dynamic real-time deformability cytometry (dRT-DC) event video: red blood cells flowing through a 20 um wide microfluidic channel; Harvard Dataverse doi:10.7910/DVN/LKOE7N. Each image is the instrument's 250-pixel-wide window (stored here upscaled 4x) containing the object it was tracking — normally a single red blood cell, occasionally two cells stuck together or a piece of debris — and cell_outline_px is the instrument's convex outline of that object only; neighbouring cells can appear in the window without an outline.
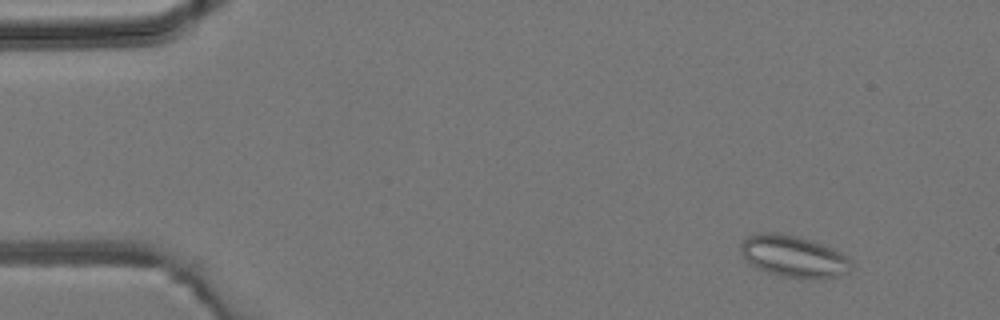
{"species": "common noctule bat (a hibernating species)", "species_latin": "Nyctalus noctula", "temperature_condition": "room temperature", "stored_images_in_passage": 6, "camera_frame_rate_fps": 3000, "um_per_image_px": 0.085, "animal": {"sex": "male", "body_mass_g": 19.2, "forearm_length_mm": 51.8}, "frame": {"image": 1, "passage_image": 2, "time_ms": 1.0, "image_size_px": [1000, 320], "cell_outline_px": [[852, 268], [848, 272], [840, 276], [824, 280], [812, 280], [784, 276], [768, 272], [756, 268], [740, 252], [740, 244], [748, 236], [760, 232], [780, 232], [812, 240], [832, 248], [848, 256], [852, 260]], "centroid_in_image_um": [67.52, 21.81], "position_along_channel_um": 17.5, "area_um2": 27.34}}